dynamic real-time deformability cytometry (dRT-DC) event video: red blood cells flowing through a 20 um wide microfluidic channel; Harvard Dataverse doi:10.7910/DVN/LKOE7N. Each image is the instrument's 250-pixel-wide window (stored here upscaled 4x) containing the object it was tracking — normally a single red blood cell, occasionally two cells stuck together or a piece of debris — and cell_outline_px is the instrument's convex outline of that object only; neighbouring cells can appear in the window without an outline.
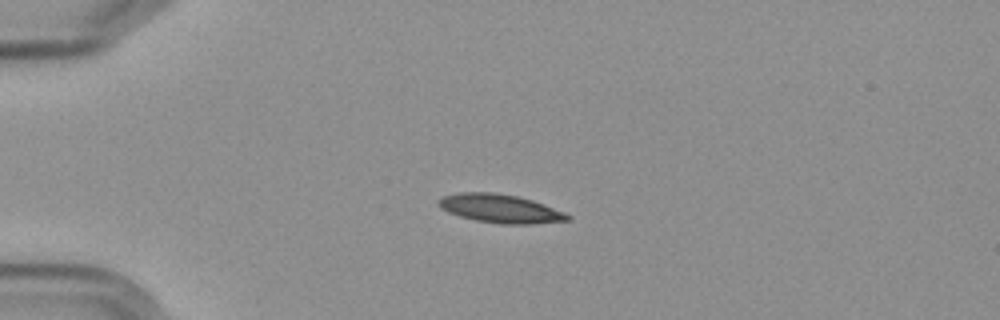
{"species": "Egyptian fruit bat (a non-hibernating species)", "species_latin": "Rousettus aegyptiacus", "temperature_condition": "cold", "stored_images_in_passage": 5, "camera_frame_rate_fps": 3000, "um_per_image_px": 0.085, "frame": {"image": 1, "passage_image": 3, "time_ms": 3.0, "image_size_px": [1000, 320], "cell_outline_px": [[572, 220], [532, 224], [500, 224], [476, 220], [460, 216], [448, 212], [440, 208], [436, 200], [440, 196], [460, 192], [496, 192], [516, 196], [532, 200], [544, 204], [564, 212], [572, 216]], "centroid_in_image_um": [42.51, 17.72], "position_along_channel_um": 42.5, "area_um2": 21.68}}
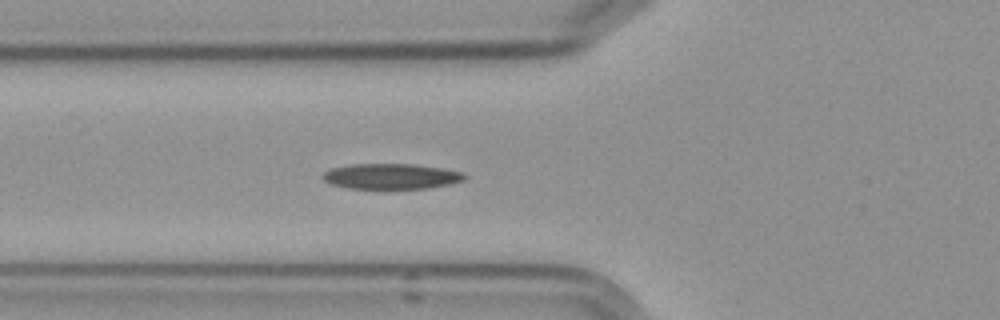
{"frame": {"image": 2, "passage_image": 5, "time_ms": 5.333, "image_size_px": [1000, 320], "cell_outline_px": [[464, 180], [448, 184], [424, 188], [348, 188], [328, 184], [320, 176], [324, 172], [332, 168], [352, 164], [412, 164], [440, 168], [460, 172], [464, 176]], "centroid_in_image_um": [33.15, 14.98], "position_along_channel_um": 92.7, "area_um2": 20.69}}